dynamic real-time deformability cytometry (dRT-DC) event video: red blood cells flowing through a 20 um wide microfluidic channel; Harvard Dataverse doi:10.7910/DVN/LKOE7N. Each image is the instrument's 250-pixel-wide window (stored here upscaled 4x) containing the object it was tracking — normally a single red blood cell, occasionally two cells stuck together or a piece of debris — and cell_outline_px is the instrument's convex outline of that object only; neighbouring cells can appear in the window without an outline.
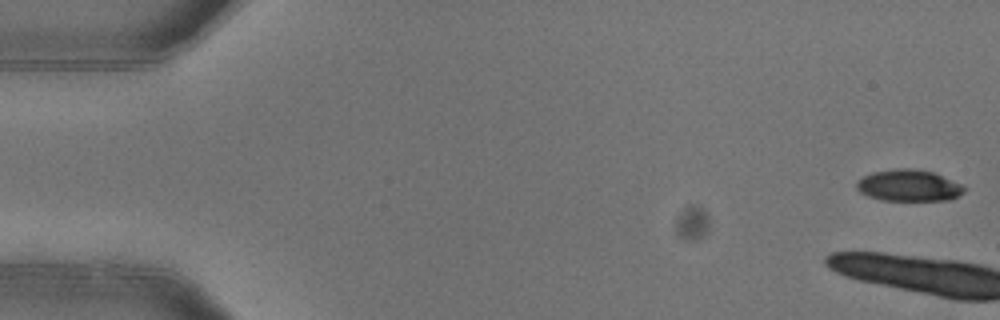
{"species": "common noctule bat (a hibernating species)", "species_latin": "Nyctalus noctula", "temperature_condition": "warm", "stored_images_in_passage": 6, "camera_frame_rate_fps": 3000, "um_per_image_px": 0.085, "animal": {"sex": "female"}, "frame": {"image": 1, "passage_image": 1, "time_ms": 0.0, "image_size_px": [1000, 320], "cell_outline_px": [[964, 192], [960, 196], [952, 200], [880, 200], [868, 196], [860, 192], [856, 188], [856, 184], [864, 176], [872, 172], [900, 168], [912, 168], [932, 172], [964, 184]], "centroid_in_image_um": [77.29, 15.77], "position_along_channel_um": 7.7, "area_um2": 19.83}}